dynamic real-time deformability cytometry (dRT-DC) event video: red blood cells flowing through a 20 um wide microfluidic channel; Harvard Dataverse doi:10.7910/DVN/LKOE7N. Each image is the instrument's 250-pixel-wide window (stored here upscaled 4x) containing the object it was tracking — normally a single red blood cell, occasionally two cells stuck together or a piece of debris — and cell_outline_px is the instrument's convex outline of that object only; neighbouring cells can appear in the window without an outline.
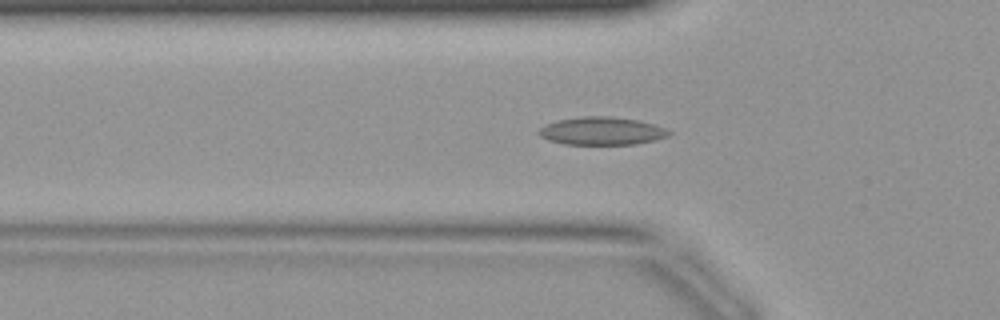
{"species": "common noctule bat (a hibernating species)", "species_latin": "Nyctalus noctula", "temperature_condition": "warm", "stored_images_in_passage": 42, "camera_frame_rate_fps": 3000, "um_per_image_px": 0.085, "animal": {"sex": "female", "body_mass_g": 19.9}, "frame": {"image": 1, "passage_image": 14, "time_ms": 4.333, "image_size_px": [1000, 320], "cell_outline_px": [[672, 132], [668, 136], [656, 140], [636, 144], [564, 144], [548, 140], [540, 136], [536, 132], [544, 124], [556, 120], [584, 116], [608, 116], [640, 120], [656, 124]], "centroid_in_image_um": [51.14, 11.13], "position_along_channel_um": 74.7, "area_um2": 21.39}}
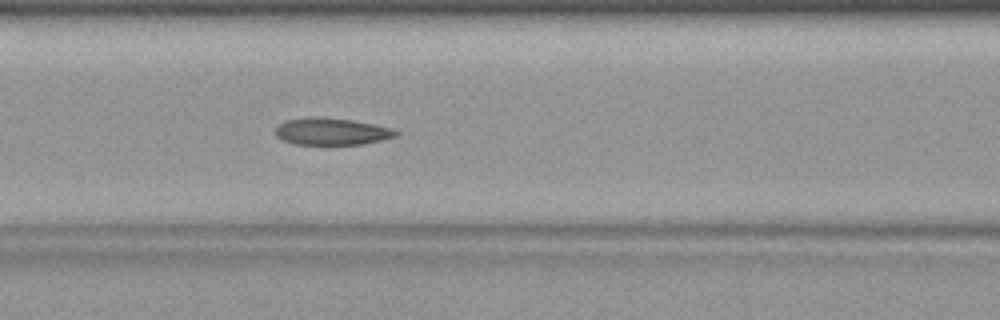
{"frame": {"image": 2, "passage_image": 18, "time_ms": 5.667, "image_size_px": [1000, 320], "cell_outline_px": [[400, 132], [396, 136], [384, 140], [364, 144], [292, 144], [276, 136], [276, 124], [284, 120], [308, 116], [320, 116], [352, 120], [376, 124], [392, 128]], "centroid_in_image_um": [28.18, 11.16], "position_along_channel_um": 138.4, "area_um2": 19.36}}
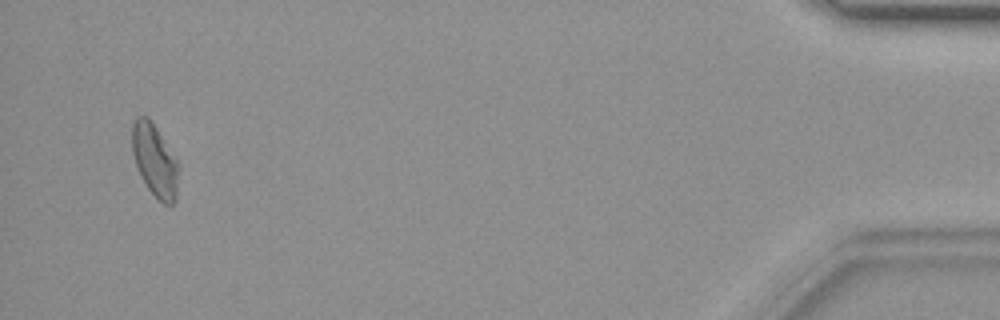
{"frame": {"image": 3, "passage_image": 41, "time_ms": 13.333, "image_size_px": [1000, 320], "cell_outline_px": [[180, 168], [176, 200], [172, 204], [164, 204], [148, 188], [140, 176], [132, 152], [132, 124], [136, 116], [148, 116], [180, 160]], "centroid_in_image_um": [13.2, 13.61], "position_along_channel_um": 422.0, "area_um2": 20.17}}